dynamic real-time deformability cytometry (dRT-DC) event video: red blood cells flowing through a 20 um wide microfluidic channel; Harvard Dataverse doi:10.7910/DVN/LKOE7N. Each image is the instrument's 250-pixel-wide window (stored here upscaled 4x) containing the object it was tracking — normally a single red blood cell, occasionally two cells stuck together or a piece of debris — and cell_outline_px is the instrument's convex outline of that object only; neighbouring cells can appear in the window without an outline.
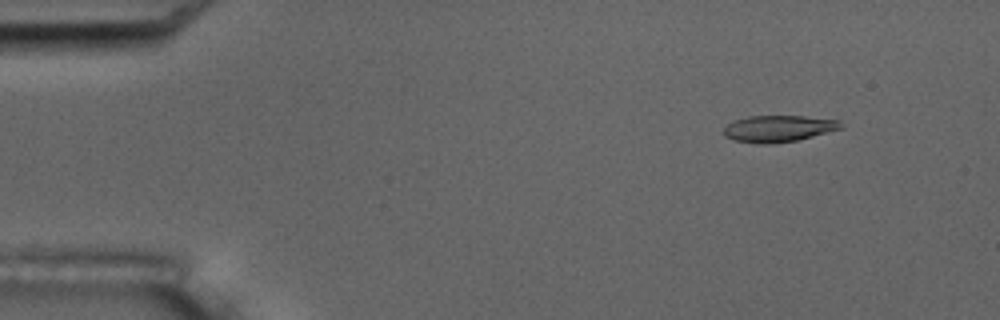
{"species": "common noctule bat (a hibernating species)", "species_latin": "Nyctalus noctula", "temperature_condition": "room temperature", "stored_images_in_passage": 4, "camera_frame_rate_fps": 3000, "um_per_image_px": 0.085, "animal": {"sex": "male", "body_mass_g": 17.5, "forearm_length_mm": 52.3}, "frame": {"image": 1, "passage_image": 1, "time_ms": 0.0, "image_size_px": [1000, 320], "cell_outline_px": [[844, 128], [796, 140], [768, 144], [756, 144], [736, 140], [724, 136], [724, 128], [728, 124], [736, 120], [748, 116], [804, 116], [840, 120], [844, 124]], "centroid_in_image_um": [66.21, 10.93], "position_along_channel_um": 18.8, "area_um2": 18.09}}
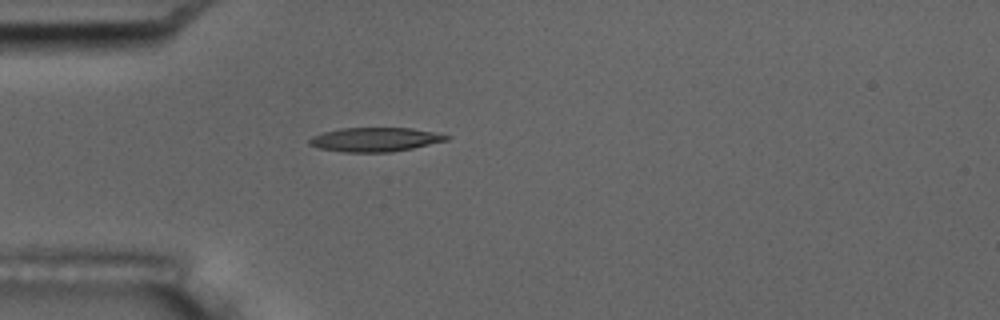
{"frame": {"image": 2, "passage_image": 4, "time_ms": 3.333, "image_size_px": [1000, 320], "cell_outline_px": [[452, 136], [448, 140], [412, 148], [392, 152], [344, 152], [320, 148], [308, 144], [308, 140], [312, 136], [324, 132], [340, 128], [412, 128]], "centroid_in_image_um": [31.87, 11.86], "position_along_channel_um": 53.1, "area_um2": 19.13}}